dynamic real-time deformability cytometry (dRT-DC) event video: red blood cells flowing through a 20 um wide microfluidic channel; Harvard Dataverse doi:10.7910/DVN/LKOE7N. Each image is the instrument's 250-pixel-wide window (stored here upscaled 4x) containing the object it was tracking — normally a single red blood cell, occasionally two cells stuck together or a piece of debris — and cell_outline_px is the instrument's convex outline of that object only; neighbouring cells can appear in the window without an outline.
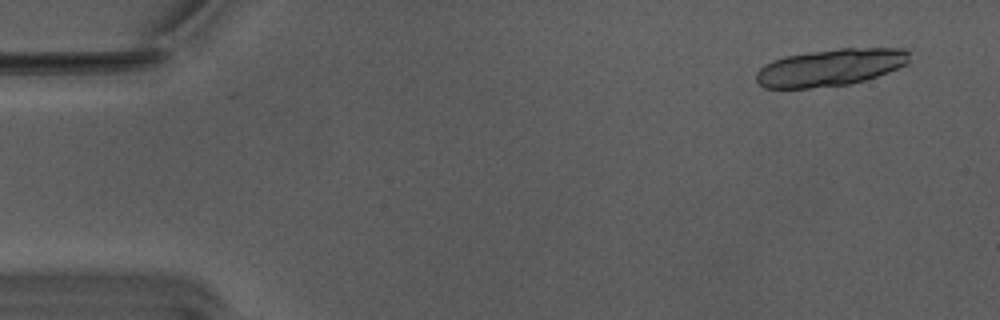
{"species": "Egyptian fruit bat (a non-hibernating species)", "species_latin": "Rousettus aegyptiacus", "temperature_condition": "warm", "stored_images_in_passage": 20, "camera_frame_rate_fps": 3000, "um_per_image_px": 0.085, "animal": {"sex": "male"}, "frame": {"image": 1, "passage_image": 4, "time_ms": 1.0, "image_size_px": [1000, 320], "cell_outline_px": [[908, 64], [888, 72], [864, 80], [848, 84], [808, 88], [764, 88], [756, 80], [756, 72], [764, 64], [772, 60], [784, 56], [840, 48], [904, 48], [908, 52]], "centroid_in_image_um": [70.56, 5.73], "position_along_channel_um": 14.4, "area_um2": 32.95}}